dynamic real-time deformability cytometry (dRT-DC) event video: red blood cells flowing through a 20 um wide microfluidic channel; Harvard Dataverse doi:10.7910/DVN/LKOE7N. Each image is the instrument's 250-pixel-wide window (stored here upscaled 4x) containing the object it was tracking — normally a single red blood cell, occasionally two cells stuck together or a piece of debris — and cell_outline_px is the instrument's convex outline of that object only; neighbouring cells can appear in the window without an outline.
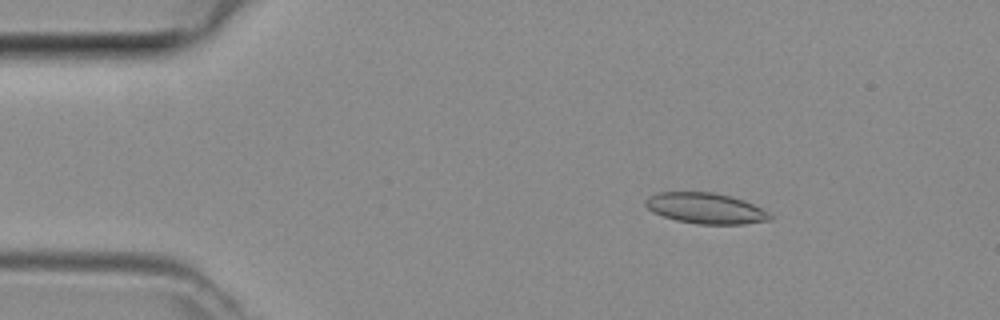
{"species": "common noctule bat (a hibernating species)", "species_latin": "Nyctalus noctula", "temperature_condition": "room temperature", "stored_images_in_passage": 46, "camera_frame_rate_fps": 3000, "um_per_image_px": 0.085, "animal": {"sex": "female", "body_mass_g": 29.2, "forearm_length_mm": 56.3}, "frame": {"image": 1, "passage_image": 7, "time_ms": 2.0, "image_size_px": [1000, 320], "cell_outline_px": [[772, 220], [744, 224], [696, 224], [676, 220], [652, 212], [644, 204], [644, 200], [648, 196], [656, 192], [712, 192], [732, 196], [744, 200], [768, 212], [772, 216]], "centroid_in_image_um": [59.96, 17.7], "position_along_channel_um": 25.0, "area_um2": 22.43}}
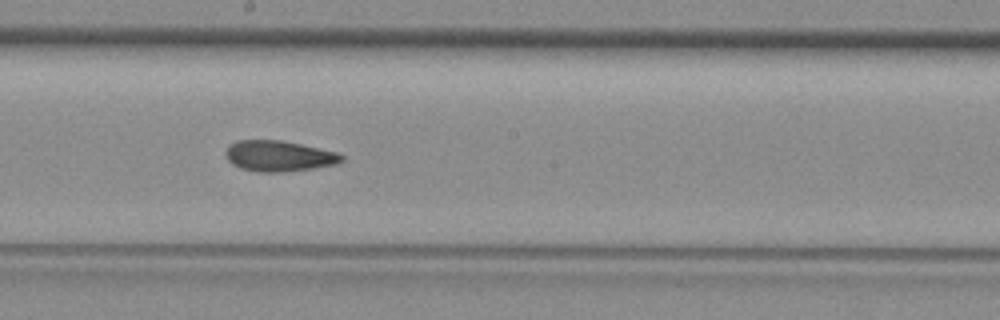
{"frame": {"image": 2, "passage_image": 25, "time_ms": 8.0, "image_size_px": [1000, 320], "cell_outline_px": [[344, 160], [340, 164], [284, 172], [256, 172], [240, 168], [232, 164], [228, 160], [224, 152], [228, 144], [236, 140], [280, 140], [300, 144], [336, 152], [344, 156]], "centroid_in_image_um": [23.68, 13.26], "position_along_channel_um": 224.5, "area_um2": 20.98}}
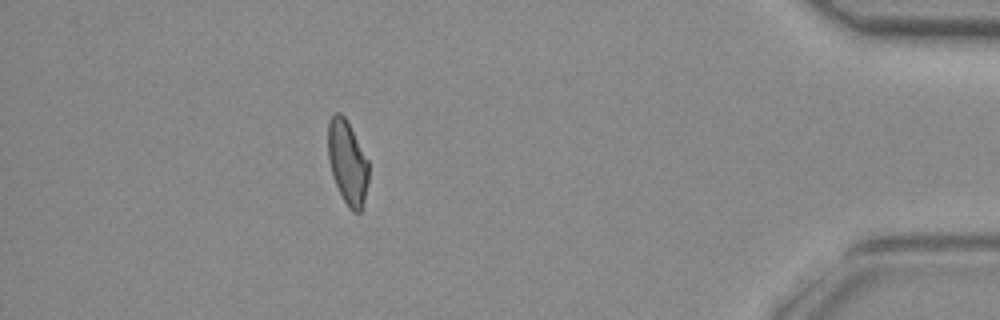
{"frame": {"image": 3, "passage_image": 41, "time_ms": 13.333, "image_size_px": [1000, 320], "cell_outline_px": [[368, 180], [364, 200], [360, 212], [352, 212], [348, 208], [336, 184], [328, 160], [328, 120], [336, 112], [340, 112], [344, 116], [368, 160]], "centroid_in_image_um": [29.52, 13.8], "position_along_channel_um": 405.7, "area_um2": 19.54}}